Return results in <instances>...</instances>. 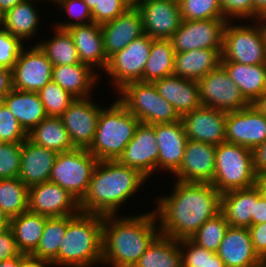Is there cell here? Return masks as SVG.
I'll return each instance as SVG.
<instances>
[{"label": "cell", "mask_w": 266, "mask_h": 267, "mask_svg": "<svg viewBox=\"0 0 266 267\" xmlns=\"http://www.w3.org/2000/svg\"><path fill=\"white\" fill-rule=\"evenodd\" d=\"M103 216L67 215V228L52 266L93 267L102 264Z\"/></svg>", "instance_id": "277c9868"}, {"label": "cell", "mask_w": 266, "mask_h": 267, "mask_svg": "<svg viewBox=\"0 0 266 267\" xmlns=\"http://www.w3.org/2000/svg\"><path fill=\"white\" fill-rule=\"evenodd\" d=\"M152 38L145 33L134 39L125 49L109 57L106 73L115 92L131 82H143V71L148 60Z\"/></svg>", "instance_id": "9c48e42d"}, {"label": "cell", "mask_w": 266, "mask_h": 267, "mask_svg": "<svg viewBox=\"0 0 266 267\" xmlns=\"http://www.w3.org/2000/svg\"><path fill=\"white\" fill-rule=\"evenodd\" d=\"M171 1H175V2L179 3L181 0H171Z\"/></svg>", "instance_id": "8c879c8a"}, {"label": "cell", "mask_w": 266, "mask_h": 267, "mask_svg": "<svg viewBox=\"0 0 266 267\" xmlns=\"http://www.w3.org/2000/svg\"><path fill=\"white\" fill-rule=\"evenodd\" d=\"M20 252L11 229L0 233V261L16 257Z\"/></svg>", "instance_id": "f5cc1de1"}, {"label": "cell", "mask_w": 266, "mask_h": 267, "mask_svg": "<svg viewBox=\"0 0 266 267\" xmlns=\"http://www.w3.org/2000/svg\"><path fill=\"white\" fill-rule=\"evenodd\" d=\"M28 139L38 146L57 153L75 149L60 117L47 116L44 118L28 132Z\"/></svg>", "instance_id": "d6a6232c"}, {"label": "cell", "mask_w": 266, "mask_h": 267, "mask_svg": "<svg viewBox=\"0 0 266 267\" xmlns=\"http://www.w3.org/2000/svg\"><path fill=\"white\" fill-rule=\"evenodd\" d=\"M175 51L171 40L152 39L150 54L143 71V82L173 75Z\"/></svg>", "instance_id": "d590c367"}, {"label": "cell", "mask_w": 266, "mask_h": 267, "mask_svg": "<svg viewBox=\"0 0 266 267\" xmlns=\"http://www.w3.org/2000/svg\"><path fill=\"white\" fill-rule=\"evenodd\" d=\"M255 186L259 189L261 195L266 198V173L257 175Z\"/></svg>", "instance_id": "94428289"}, {"label": "cell", "mask_w": 266, "mask_h": 267, "mask_svg": "<svg viewBox=\"0 0 266 267\" xmlns=\"http://www.w3.org/2000/svg\"><path fill=\"white\" fill-rule=\"evenodd\" d=\"M148 180L140 171L121 164L118 160L98 161L83 199L82 213L118 215L122 204ZM146 181V182H145Z\"/></svg>", "instance_id": "3957f363"}, {"label": "cell", "mask_w": 266, "mask_h": 267, "mask_svg": "<svg viewBox=\"0 0 266 267\" xmlns=\"http://www.w3.org/2000/svg\"><path fill=\"white\" fill-rule=\"evenodd\" d=\"M94 70L82 63L56 65L52 68V81L75 98H88L96 82L99 83V74Z\"/></svg>", "instance_id": "484cf974"}, {"label": "cell", "mask_w": 266, "mask_h": 267, "mask_svg": "<svg viewBox=\"0 0 266 267\" xmlns=\"http://www.w3.org/2000/svg\"><path fill=\"white\" fill-rule=\"evenodd\" d=\"M13 89L12 70L0 67V103L6 94Z\"/></svg>", "instance_id": "9f6ffc18"}, {"label": "cell", "mask_w": 266, "mask_h": 267, "mask_svg": "<svg viewBox=\"0 0 266 267\" xmlns=\"http://www.w3.org/2000/svg\"><path fill=\"white\" fill-rule=\"evenodd\" d=\"M118 100L129 112L143 123L151 125V112L154 104V83L131 82L118 91Z\"/></svg>", "instance_id": "4dcf8cb0"}, {"label": "cell", "mask_w": 266, "mask_h": 267, "mask_svg": "<svg viewBox=\"0 0 266 267\" xmlns=\"http://www.w3.org/2000/svg\"><path fill=\"white\" fill-rule=\"evenodd\" d=\"M134 267H182L179 240L159 235Z\"/></svg>", "instance_id": "836d02e7"}, {"label": "cell", "mask_w": 266, "mask_h": 267, "mask_svg": "<svg viewBox=\"0 0 266 267\" xmlns=\"http://www.w3.org/2000/svg\"><path fill=\"white\" fill-rule=\"evenodd\" d=\"M197 83L203 106L233 112L250 105L221 64Z\"/></svg>", "instance_id": "30bf717a"}, {"label": "cell", "mask_w": 266, "mask_h": 267, "mask_svg": "<svg viewBox=\"0 0 266 267\" xmlns=\"http://www.w3.org/2000/svg\"><path fill=\"white\" fill-rule=\"evenodd\" d=\"M153 83L159 95L174 106L180 117L202 105L197 81L171 75Z\"/></svg>", "instance_id": "d4e9b609"}, {"label": "cell", "mask_w": 266, "mask_h": 267, "mask_svg": "<svg viewBox=\"0 0 266 267\" xmlns=\"http://www.w3.org/2000/svg\"><path fill=\"white\" fill-rule=\"evenodd\" d=\"M256 202V186L230 190L221 194V212L229 226L249 228Z\"/></svg>", "instance_id": "83f0119b"}, {"label": "cell", "mask_w": 266, "mask_h": 267, "mask_svg": "<svg viewBox=\"0 0 266 267\" xmlns=\"http://www.w3.org/2000/svg\"><path fill=\"white\" fill-rule=\"evenodd\" d=\"M66 228L67 216L47 217L42 237L31 254L52 263L58 256L59 246L66 234Z\"/></svg>", "instance_id": "f35d334b"}, {"label": "cell", "mask_w": 266, "mask_h": 267, "mask_svg": "<svg viewBox=\"0 0 266 267\" xmlns=\"http://www.w3.org/2000/svg\"><path fill=\"white\" fill-rule=\"evenodd\" d=\"M229 224L222 212L207 220L191 237L199 246L217 252Z\"/></svg>", "instance_id": "ab89813d"}, {"label": "cell", "mask_w": 266, "mask_h": 267, "mask_svg": "<svg viewBox=\"0 0 266 267\" xmlns=\"http://www.w3.org/2000/svg\"><path fill=\"white\" fill-rule=\"evenodd\" d=\"M33 2L34 0H24L5 12V30L22 42L25 39L32 40L39 27L40 15Z\"/></svg>", "instance_id": "e575fe53"}, {"label": "cell", "mask_w": 266, "mask_h": 267, "mask_svg": "<svg viewBox=\"0 0 266 267\" xmlns=\"http://www.w3.org/2000/svg\"><path fill=\"white\" fill-rule=\"evenodd\" d=\"M47 216L24 212L10 219V229L18 251L31 254L42 237Z\"/></svg>", "instance_id": "1f68e13d"}, {"label": "cell", "mask_w": 266, "mask_h": 267, "mask_svg": "<svg viewBox=\"0 0 266 267\" xmlns=\"http://www.w3.org/2000/svg\"><path fill=\"white\" fill-rule=\"evenodd\" d=\"M50 267L51 262L37 258L32 254L19 253V267Z\"/></svg>", "instance_id": "6f0895ef"}, {"label": "cell", "mask_w": 266, "mask_h": 267, "mask_svg": "<svg viewBox=\"0 0 266 267\" xmlns=\"http://www.w3.org/2000/svg\"><path fill=\"white\" fill-rule=\"evenodd\" d=\"M154 210L137 216H103L102 264L134 267L160 235ZM110 263V264H109Z\"/></svg>", "instance_id": "7a4b0ae2"}, {"label": "cell", "mask_w": 266, "mask_h": 267, "mask_svg": "<svg viewBox=\"0 0 266 267\" xmlns=\"http://www.w3.org/2000/svg\"><path fill=\"white\" fill-rule=\"evenodd\" d=\"M97 162L98 160L83 148L58 153L49 181L66 189L80 202L87 192Z\"/></svg>", "instance_id": "ba28073f"}, {"label": "cell", "mask_w": 266, "mask_h": 267, "mask_svg": "<svg viewBox=\"0 0 266 267\" xmlns=\"http://www.w3.org/2000/svg\"><path fill=\"white\" fill-rule=\"evenodd\" d=\"M22 142L0 144V179L19 176Z\"/></svg>", "instance_id": "f6af8a7d"}, {"label": "cell", "mask_w": 266, "mask_h": 267, "mask_svg": "<svg viewBox=\"0 0 266 267\" xmlns=\"http://www.w3.org/2000/svg\"><path fill=\"white\" fill-rule=\"evenodd\" d=\"M216 146L188 139L179 169L173 174L178 181L212 183L215 172Z\"/></svg>", "instance_id": "d6986e66"}, {"label": "cell", "mask_w": 266, "mask_h": 267, "mask_svg": "<svg viewBox=\"0 0 266 267\" xmlns=\"http://www.w3.org/2000/svg\"><path fill=\"white\" fill-rule=\"evenodd\" d=\"M227 112L201 105L181 117L188 139L219 145L226 138Z\"/></svg>", "instance_id": "e0dca14e"}, {"label": "cell", "mask_w": 266, "mask_h": 267, "mask_svg": "<svg viewBox=\"0 0 266 267\" xmlns=\"http://www.w3.org/2000/svg\"><path fill=\"white\" fill-rule=\"evenodd\" d=\"M221 65L250 104L266 91V64L245 65L238 62H221Z\"/></svg>", "instance_id": "f546056e"}, {"label": "cell", "mask_w": 266, "mask_h": 267, "mask_svg": "<svg viewBox=\"0 0 266 267\" xmlns=\"http://www.w3.org/2000/svg\"><path fill=\"white\" fill-rule=\"evenodd\" d=\"M0 267H19V254L11 259L0 261Z\"/></svg>", "instance_id": "e7e4bbea"}, {"label": "cell", "mask_w": 266, "mask_h": 267, "mask_svg": "<svg viewBox=\"0 0 266 267\" xmlns=\"http://www.w3.org/2000/svg\"><path fill=\"white\" fill-rule=\"evenodd\" d=\"M182 20L225 19L220 0H181Z\"/></svg>", "instance_id": "7bdbcfd3"}, {"label": "cell", "mask_w": 266, "mask_h": 267, "mask_svg": "<svg viewBox=\"0 0 266 267\" xmlns=\"http://www.w3.org/2000/svg\"><path fill=\"white\" fill-rule=\"evenodd\" d=\"M156 143L159 150L157 171L175 173L183 160L188 138L182 121L154 125Z\"/></svg>", "instance_id": "44dd1931"}, {"label": "cell", "mask_w": 266, "mask_h": 267, "mask_svg": "<svg viewBox=\"0 0 266 267\" xmlns=\"http://www.w3.org/2000/svg\"><path fill=\"white\" fill-rule=\"evenodd\" d=\"M141 122L116 100L103 107L92 144L87 149L98 161L118 160Z\"/></svg>", "instance_id": "5b68a950"}, {"label": "cell", "mask_w": 266, "mask_h": 267, "mask_svg": "<svg viewBox=\"0 0 266 267\" xmlns=\"http://www.w3.org/2000/svg\"><path fill=\"white\" fill-rule=\"evenodd\" d=\"M47 116L60 117L76 99L59 84L48 82L38 92Z\"/></svg>", "instance_id": "b9f144b4"}, {"label": "cell", "mask_w": 266, "mask_h": 267, "mask_svg": "<svg viewBox=\"0 0 266 267\" xmlns=\"http://www.w3.org/2000/svg\"><path fill=\"white\" fill-rule=\"evenodd\" d=\"M179 246L182 267H225L217 253L199 246L191 238L179 240Z\"/></svg>", "instance_id": "60d3db41"}, {"label": "cell", "mask_w": 266, "mask_h": 267, "mask_svg": "<svg viewBox=\"0 0 266 267\" xmlns=\"http://www.w3.org/2000/svg\"><path fill=\"white\" fill-rule=\"evenodd\" d=\"M129 8H137L143 0H122Z\"/></svg>", "instance_id": "03108f58"}, {"label": "cell", "mask_w": 266, "mask_h": 267, "mask_svg": "<svg viewBox=\"0 0 266 267\" xmlns=\"http://www.w3.org/2000/svg\"><path fill=\"white\" fill-rule=\"evenodd\" d=\"M143 31L152 39L170 40L182 23L179 4L171 0H143L137 7Z\"/></svg>", "instance_id": "9a60e30c"}, {"label": "cell", "mask_w": 266, "mask_h": 267, "mask_svg": "<svg viewBox=\"0 0 266 267\" xmlns=\"http://www.w3.org/2000/svg\"><path fill=\"white\" fill-rule=\"evenodd\" d=\"M28 211L47 217L77 215L81 212L79 201L66 189L50 181L29 188Z\"/></svg>", "instance_id": "5bb4252c"}, {"label": "cell", "mask_w": 266, "mask_h": 267, "mask_svg": "<svg viewBox=\"0 0 266 267\" xmlns=\"http://www.w3.org/2000/svg\"><path fill=\"white\" fill-rule=\"evenodd\" d=\"M251 104L266 117V91Z\"/></svg>", "instance_id": "91938a15"}, {"label": "cell", "mask_w": 266, "mask_h": 267, "mask_svg": "<svg viewBox=\"0 0 266 267\" xmlns=\"http://www.w3.org/2000/svg\"><path fill=\"white\" fill-rule=\"evenodd\" d=\"M234 25L228 21L223 35L221 62H238L245 65L266 64V41L262 24ZM233 24V25H232Z\"/></svg>", "instance_id": "52a82bcc"}, {"label": "cell", "mask_w": 266, "mask_h": 267, "mask_svg": "<svg viewBox=\"0 0 266 267\" xmlns=\"http://www.w3.org/2000/svg\"><path fill=\"white\" fill-rule=\"evenodd\" d=\"M2 103L12 112L27 133L47 117L44 105L36 92L13 88L6 94Z\"/></svg>", "instance_id": "f1b7e54d"}, {"label": "cell", "mask_w": 266, "mask_h": 267, "mask_svg": "<svg viewBox=\"0 0 266 267\" xmlns=\"http://www.w3.org/2000/svg\"><path fill=\"white\" fill-rule=\"evenodd\" d=\"M88 98H76L60 116L75 148L88 149L93 142L102 107Z\"/></svg>", "instance_id": "4fadbf2b"}, {"label": "cell", "mask_w": 266, "mask_h": 267, "mask_svg": "<svg viewBox=\"0 0 266 267\" xmlns=\"http://www.w3.org/2000/svg\"><path fill=\"white\" fill-rule=\"evenodd\" d=\"M256 174L266 173V140L252 150Z\"/></svg>", "instance_id": "db71d44e"}, {"label": "cell", "mask_w": 266, "mask_h": 267, "mask_svg": "<svg viewBox=\"0 0 266 267\" xmlns=\"http://www.w3.org/2000/svg\"><path fill=\"white\" fill-rule=\"evenodd\" d=\"M24 0H0V9L4 12H7L9 9H12L18 3L23 2Z\"/></svg>", "instance_id": "6125c7cd"}, {"label": "cell", "mask_w": 266, "mask_h": 267, "mask_svg": "<svg viewBox=\"0 0 266 267\" xmlns=\"http://www.w3.org/2000/svg\"><path fill=\"white\" fill-rule=\"evenodd\" d=\"M53 29H55V35L50 40H44L37 44L52 62V65H71L81 63L77 49L69 32L56 27Z\"/></svg>", "instance_id": "8d00e7d4"}, {"label": "cell", "mask_w": 266, "mask_h": 267, "mask_svg": "<svg viewBox=\"0 0 266 267\" xmlns=\"http://www.w3.org/2000/svg\"><path fill=\"white\" fill-rule=\"evenodd\" d=\"M158 155L154 125L140 123L118 161L149 178L157 171Z\"/></svg>", "instance_id": "ac0fdd59"}, {"label": "cell", "mask_w": 266, "mask_h": 267, "mask_svg": "<svg viewBox=\"0 0 266 267\" xmlns=\"http://www.w3.org/2000/svg\"><path fill=\"white\" fill-rule=\"evenodd\" d=\"M27 138L28 133L16 117L3 103H0V141L2 143H18Z\"/></svg>", "instance_id": "bcb514c9"}, {"label": "cell", "mask_w": 266, "mask_h": 267, "mask_svg": "<svg viewBox=\"0 0 266 267\" xmlns=\"http://www.w3.org/2000/svg\"><path fill=\"white\" fill-rule=\"evenodd\" d=\"M222 49H195L175 53L173 75L198 81L221 64Z\"/></svg>", "instance_id": "4316f807"}, {"label": "cell", "mask_w": 266, "mask_h": 267, "mask_svg": "<svg viewBox=\"0 0 266 267\" xmlns=\"http://www.w3.org/2000/svg\"><path fill=\"white\" fill-rule=\"evenodd\" d=\"M22 48L12 69L13 88L20 91L38 92L52 80V62L37 44Z\"/></svg>", "instance_id": "7c38bea8"}, {"label": "cell", "mask_w": 266, "mask_h": 267, "mask_svg": "<svg viewBox=\"0 0 266 267\" xmlns=\"http://www.w3.org/2000/svg\"><path fill=\"white\" fill-rule=\"evenodd\" d=\"M226 19L183 20L172 36L175 53L195 49H222Z\"/></svg>", "instance_id": "8fae6325"}, {"label": "cell", "mask_w": 266, "mask_h": 267, "mask_svg": "<svg viewBox=\"0 0 266 267\" xmlns=\"http://www.w3.org/2000/svg\"><path fill=\"white\" fill-rule=\"evenodd\" d=\"M5 30V12L0 9V31Z\"/></svg>", "instance_id": "a7ac6f4b"}, {"label": "cell", "mask_w": 266, "mask_h": 267, "mask_svg": "<svg viewBox=\"0 0 266 267\" xmlns=\"http://www.w3.org/2000/svg\"><path fill=\"white\" fill-rule=\"evenodd\" d=\"M248 229L255 252L266 263V222L251 225Z\"/></svg>", "instance_id": "816d5d0a"}, {"label": "cell", "mask_w": 266, "mask_h": 267, "mask_svg": "<svg viewBox=\"0 0 266 267\" xmlns=\"http://www.w3.org/2000/svg\"><path fill=\"white\" fill-rule=\"evenodd\" d=\"M83 1L88 5V8L92 11L96 6H98L100 0H83Z\"/></svg>", "instance_id": "003e7915"}, {"label": "cell", "mask_w": 266, "mask_h": 267, "mask_svg": "<svg viewBox=\"0 0 266 267\" xmlns=\"http://www.w3.org/2000/svg\"><path fill=\"white\" fill-rule=\"evenodd\" d=\"M10 229V218L0 211V233Z\"/></svg>", "instance_id": "be15d7a7"}, {"label": "cell", "mask_w": 266, "mask_h": 267, "mask_svg": "<svg viewBox=\"0 0 266 267\" xmlns=\"http://www.w3.org/2000/svg\"><path fill=\"white\" fill-rule=\"evenodd\" d=\"M24 45L7 30L0 31V67L12 70Z\"/></svg>", "instance_id": "7dc6e473"}, {"label": "cell", "mask_w": 266, "mask_h": 267, "mask_svg": "<svg viewBox=\"0 0 266 267\" xmlns=\"http://www.w3.org/2000/svg\"><path fill=\"white\" fill-rule=\"evenodd\" d=\"M225 142L253 150L266 140V117L252 104L227 112Z\"/></svg>", "instance_id": "2e32d148"}, {"label": "cell", "mask_w": 266, "mask_h": 267, "mask_svg": "<svg viewBox=\"0 0 266 267\" xmlns=\"http://www.w3.org/2000/svg\"><path fill=\"white\" fill-rule=\"evenodd\" d=\"M254 2V22L266 17V0H253Z\"/></svg>", "instance_id": "680465c9"}, {"label": "cell", "mask_w": 266, "mask_h": 267, "mask_svg": "<svg viewBox=\"0 0 266 267\" xmlns=\"http://www.w3.org/2000/svg\"><path fill=\"white\" fill-rule=\"evenodd\" d=\"M29 188L18 178L0 179V211L10 219L28 211Z\"/></svg>", "instance_id": "74e56055"}, {"label": "cell", "mask_w": 266, "mask_h": 267, "mask_svg": "<svg viewBox=\"0 0 266 267\" xmlns=\"http://www.w3.org/2000/svg\"><path fill=\"white\" fill-rule=\"evenodd\" d=\"M181 117L166 99L159 95L154 85V104L151 112V125L180 121Z\"/></svg>", "instance_id": "681fc988"}, {"label": "cell", "mask_w": 266, "mask_h": 267, "mask_svg": "<svg viewBox=\"0 0 266 267\" xmlns=\"http://www.w3.org/2000/svg\"><path fill=\"white\" fill-rule=\"evenodd\" d=\"M57 152L38 146L28 138L22 142L18 178L28 187L48 182Z\"/></svg>", "instance_id": "603a6c76"}, {"label": "cell", "mask_w": 266, "mask_h": 267, "mask_svg": "<svg viewBox=\"0 0 266 267\" xmlns=\"http://www.w3.org/2000/svg\"><path fill=\"white\" fill-rule=\"evenodd\" d=\"M224 18L227 21L233 19H250L254 22V2L253 0H220ZM233 18V19H231Z\"/></svg>", "instance_id": "f907efd6"}, {"label": "cell", "mask_w": 266, "mask_h": 267, "mask_svg": "<svg viewBox=\"0 0 266 267\" xmlns=\"http://www.w3.org/2000/svg\"><path fill=\"white\" fill-rule=\"evenodd\" d=\"M262 24L263 30H264V34H265V41H266V17H263L259 20Z\"/></svg>", "instance_id": "89a4df30"}, {"label": "cell", "mask_w": 266, "mask_h": 267, "mask_svg": "<svg viewBox=\"0 0 266 267\" xmlns=\"http://www.w3.org/2000/svg\"><path fill=\"white\" fill-rule=\"evenodd\" d=\"M256 177L251 149L229 142L216 145L215 172L211 184L219 193L253 187Z\"/></svg>", "instance_id": "8992f818"}, {"label": "cell", "mask_w": 266, "mask_h": 267, "mask_svg": "<svg viewBox=\"0 0 266 267\" xmlns=\"http://www.w3.org/2000/svg\"><path fill=\"white\" fill-rule=\"evenodd\" d=\"M154 210L160 234L182 240L191 238L209 219L221 212V193L211 183L176 180L171 195L157 198Z\"/></svg>", "instance_id": "6da1fadb"}, {"label": "cell", "mask_w": 266, "mask_h": 267, "mask_svg": "<svg viewBox=\"0 0 266 267\" xmlns=\"http://www.w3.org/2000/svg\"><path fill=\"white\" fill-rule=\"evenodd\" d=\"M66 30L72 37L81 63L92 69L98 67L101 70H105L109 58L104 50L101 24L91 22L73 26Z\"/></svg>", "instance_id": "cb8c5ba5"}, {"label": "cell", "mask_w": 266, "mask_h": 267, "mask_svg": "<svg viewBox=\"0 0 266 267\" xmlns=\"http://www.w3.org/2000/svg\"><path fill=\"white\" fill-rule=\"evenodd\" d=\"M42 1H45V0H42ZM46 1H48V2H51L52 1L54 3L56 2V0H46Z\"/></svg>", "instance_id": "2644e50d"}, {"label": "cell", "mask_w": 266, "mask_h": 267, "mask_svg": "<svg viewBox=\"0 0 266 267\" xmlns=\"http://www.w3.org/2000/svg\"><path fill=\"white\" fill-rule=\"evenodd\" d=\"M104 50L109 58L125 49L134 39L144 34L142 17L137 8H129L117 18L101 24Z\"/></svg>", "instance_id": "7402d4cb"}, {"label": "cell", "mask_w": 266, "mask_h": 267, "mask_svg": "<svg viewBox=\"0 0 266 267\" xmlns=\"http://www.w3.org/2000/svg\"><path fill=\"white\" fill-rule=\"evenodd\" d=\"M58 5L65 11L67 16L75 21H64L54 24L56 28L66 30L73 26L89 24L93 22L91 10L83 0H56L55 5ZM57 25V26H56Z\"/></svg>", "instance_id": "ee69618b"}, {"label": "cell", "mask_w": 266, "mask_h": 267, "mask_svg": "<svg viewBox=\"0 0 266 267\" xmlns=\"http://www.w3.org/2000/svg\"><path fill=\"white\" fill-rule=\"evenodd\" d=\"M129 7L122 0H100L92 11L93 22L103 24L125 13Z\"/></svg>", "instance_id": "c3c4849f"}, {"label": "cell", "mask_w": 266, "mask_h": 267, "mask_svg": "<svg viewBox=\"0 0 266 267\" xmlns=\"http://www.w3.org/2000/svg\"><path fill=\"white\" fill-rule=\"evenodd\" d=\"M266 222V198H264L257 188V202L251 218V225Z\"/></svg>", "instance_id": "11a10c76"}, {"label": "cell", "mask_w": 266, "mask_h": 267, "mask_svg": "<svg viewBox=\"0 0 266 267\" xmlns=\"http://www.w3.org/2000/svg\"><path fill=\"white\" fill-rule=\"evenodd\" d=\"M217 255L225 267H264L266 263L255 252L248 228L229 226Z\"/></svg>", "instance_id": "ffe728a7"}]
</instances>
